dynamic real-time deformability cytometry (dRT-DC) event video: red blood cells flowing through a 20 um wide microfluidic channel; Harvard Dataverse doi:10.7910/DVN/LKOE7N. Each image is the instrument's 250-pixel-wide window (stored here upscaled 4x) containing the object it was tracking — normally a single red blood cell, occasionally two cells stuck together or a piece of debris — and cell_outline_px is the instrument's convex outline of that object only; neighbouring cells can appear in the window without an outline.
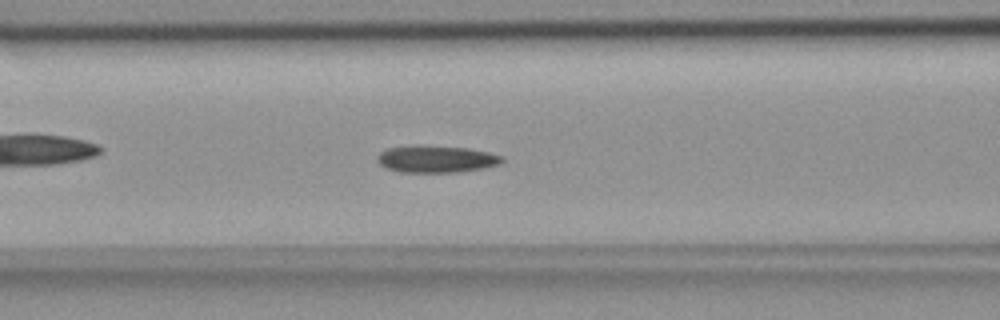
{"species": "common noctule bat (a hibernating species)", "species_latin": "Nyctalus noctula", "temperature_condition": "room temperature", "stored_images_in_passage": 42, "camera_frame_rate_fps": 3000, "um_per_image_px": 0.085, "animal": {"sex": "female", "body_mass_g": 18.4}, "frame": {"image": 1, "passage_image": 17, "time_ms": 5.333, "image_size_px": [1000, 320], "cell_outline_px": [[504, 160], [500, 164], [484, 168], [460, 172], [400, 172], [388, 168], [380, 164], [376, 160], [376, 156], [380, 152], [388, 148], [412, 144], [424, 144], [468, 148], [488, 152], [504, 156]], "centroid_in_image_um": [37.08, 13.5], "position_along_channel_um": 129.5, "area_um2": 20.11}}
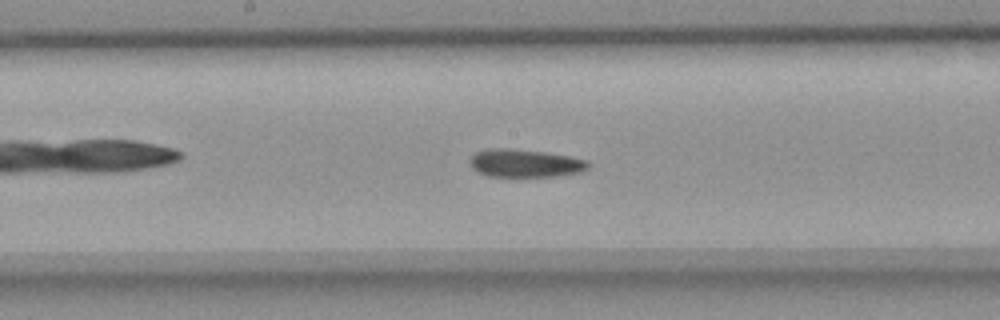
{"frame": {"image": 2, "passage_image": 23, "time_ms": 7.333, "image_size_px": [1000, 320], "cell_outline_px": [[592, 164], [588, 168], [580, 172], [556, 176], [488, 176], [472, 168], [468, 164], [468, 160], [476, 152], [492, 148], [508, 148], [544, 152], [568, 156], [588, 160]], "centroid_in_image_um": [44.63, 13.87], "position_along_channel_um": 203.6, "area_um2": 19.25}}
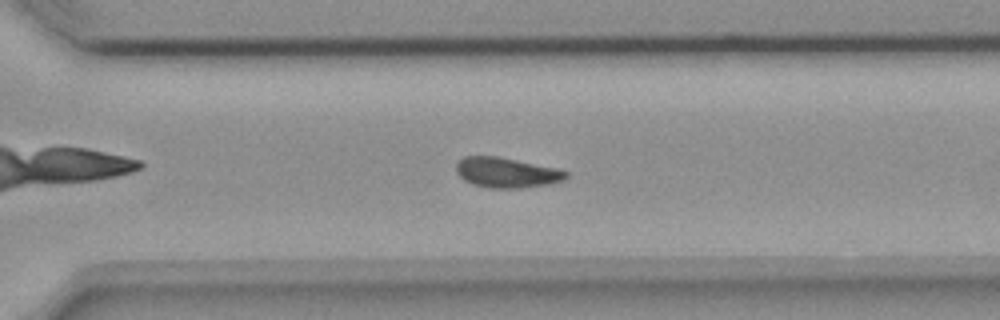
{"frame": {"image": 3, "passage_image": 33, "time_ms": 10.667, "image_size_px": [1000, 320], "cell_outline_px": [[568, 176], [564, 180], [548, 184], [520, 188], [488, 188], [472, 184], [464, 180], [456, 172], [456, 164], [464, 156], [496, 156], [560, 168], [568, 172]], "centroid_in_image_um": [43.08, 14.67], "position_along_channel_um": 327.5, "area_um2": 19.42}, "authors_computed_cell_mechanics": {"area_um2": 19.4208, "velocity_mm_per_s": 3.7186, "shape_relaxation_time_tau1_ms": null, "shape_relaxation_time_tau2_ms": 6.9453, "deformation_change_tau1": null, "deformation_change_tau2": 0.1218}}